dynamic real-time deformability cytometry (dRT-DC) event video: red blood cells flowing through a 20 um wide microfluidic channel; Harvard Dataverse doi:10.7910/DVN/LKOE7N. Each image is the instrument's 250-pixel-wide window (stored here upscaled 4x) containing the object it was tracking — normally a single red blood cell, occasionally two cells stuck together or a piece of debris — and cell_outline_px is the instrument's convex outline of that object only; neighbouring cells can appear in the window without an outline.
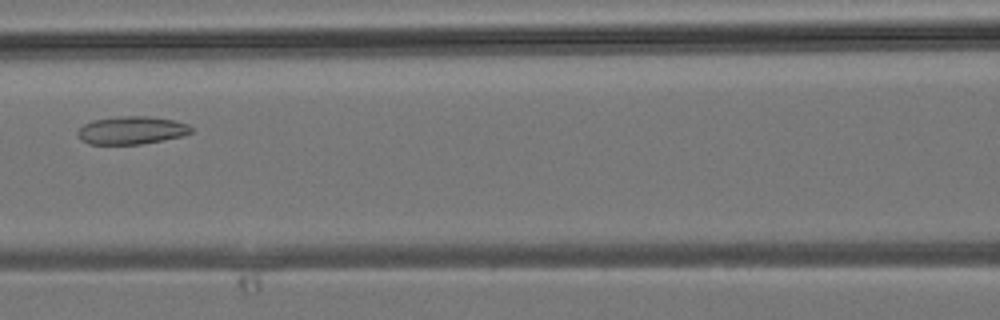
{"species": "common noctule bat (a hibernating species)", "species_latin": "Nyctalus noctula", "temperature_condition": "room temperature", "stored_images_in_passage": 27, "camera_frame_rate_fps": 3000, "um_per_image_px": 0.085, "animal": {"sex": "male", "body_mass_g": 19.2, "forearm_length_mm": 51.8}, "frame": {"image": 1, "passage_image": 10, "time_ms": 3.0, "image_size_px": [1000, 320], "cell_outline_px": [[192, 132], [180, 136], [164, 140], [140, 144], [88, 144], [80, 140], [76, 132], [84, 124], [92, 120], [120, 116], [148, 116], [172, 120], [188, 124], [192, 128]], "centroid_in_image_um": [11.15, 11.08], "position_along_channel_um": 155.5, "area_um2": 18.44}}
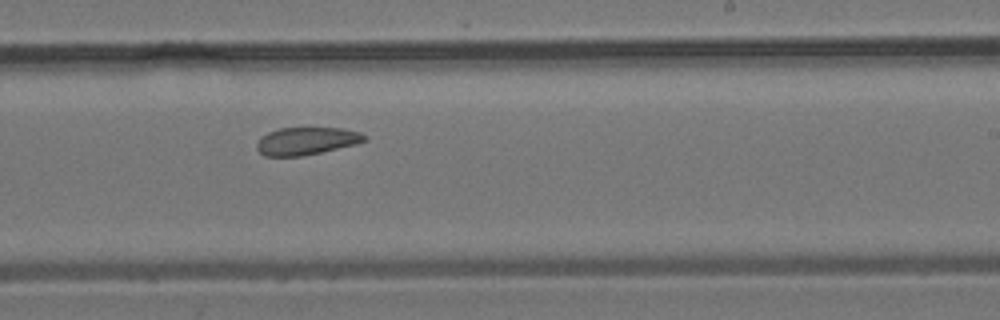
{"frame": {"image": 2, "passage_image": 16, "time_ms": 5.0, "image_size_px": [1000, 320], "cell_outline_px": [[368, 140], [356, 144], [320, 152], [300, 156], [264, 156], [256, 148], [256, 144], [260, 136], [268, 132], [280, 128], [344, 128], [360, 132], [368, 136]], "centroid_in_image_um": [26.06, 11.97], "position_along_channel_um": 262.9, "area_um2": 17.4}}
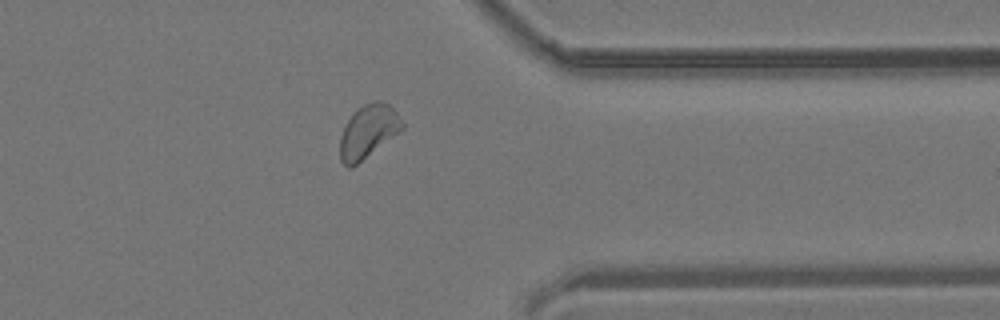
{"frame": {"image": 3, "passage_image": 23, "time_ms": 7.333, "image_size_px": [1000, 320], "cell_outline_px": [[404, 128], [400, 132], [352, 168], [348, 168], [340, 160], [340, 136], [344, 124], [364, 104], [372, 100], [380, 100], [388, 104], [396, 112], [404, 124]], "centroid_in_image_um": [31.29, 11.19], "position_along_channel_um": 380.1, "area_um2": 19.25}}